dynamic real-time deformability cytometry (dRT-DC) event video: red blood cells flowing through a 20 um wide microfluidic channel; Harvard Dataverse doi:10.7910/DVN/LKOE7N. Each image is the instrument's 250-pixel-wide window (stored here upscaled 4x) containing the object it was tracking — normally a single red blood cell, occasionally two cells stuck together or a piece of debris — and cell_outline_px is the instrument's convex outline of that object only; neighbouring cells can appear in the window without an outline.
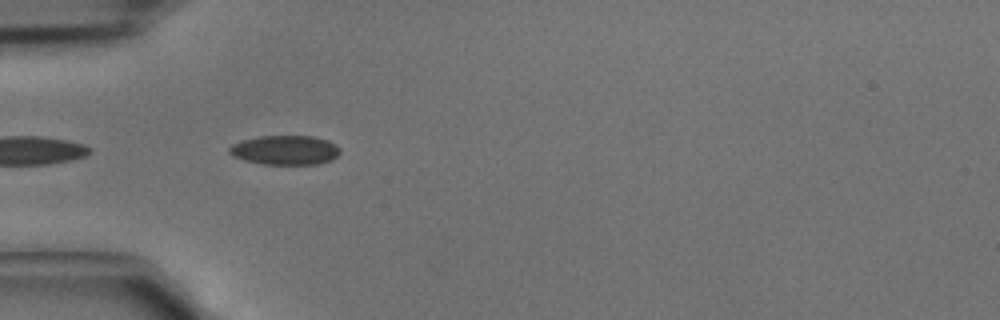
{"species": "common noctule bat (a hibernating species)", "species_latin": "Nyctalus noctula", "temperature_condition": "cold", "stored_images_in_passage": 2, "camera_frame_rate_fps": 3000, "um_per_image_px": 0.085, "animal": {"sex": "male", "body_mass_g": 15.6}, "frame": {"image": 1, "passage_image": 1, "time_ms": 0.0, "image_size_px": [1000, 320], "cell_outline_px": [[340, 152], [332, 160], [316, 164], [260, 164], [244, 160], [232, 156], [228, 152], [228, 148], [232, 144], [240, 140], [260, 136], [312, 136], [328, 140], [336, 144], [340, 148]], "centroid_in_image_um": [24.21, 12.75], "position_along_channel_um": 60.8, "area_um2": 19.13}}